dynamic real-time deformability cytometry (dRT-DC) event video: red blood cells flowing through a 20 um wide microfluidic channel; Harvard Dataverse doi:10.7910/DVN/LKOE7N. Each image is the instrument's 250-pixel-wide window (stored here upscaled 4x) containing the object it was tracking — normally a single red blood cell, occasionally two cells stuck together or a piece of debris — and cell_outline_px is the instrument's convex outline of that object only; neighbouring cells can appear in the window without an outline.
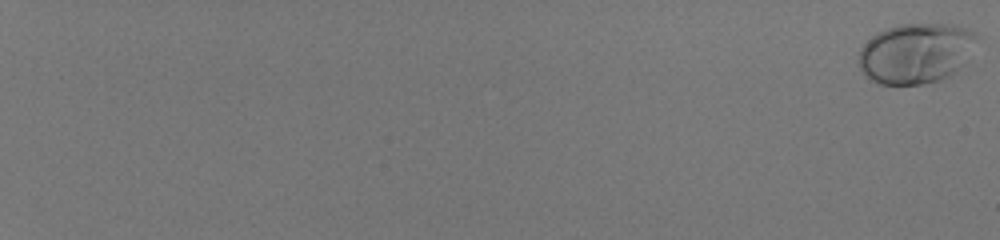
{"species": "human", "species_latin": "Homo sapiens", "temperature_condition": "room temperature", "stored_images_in_passage": 58, "camera_frame_rate_fps": 3000, "um_per_image_px": 0.085, "donor": {"sex": "male"}, "frame": {"image": 1, "passage_image": 1, "time_ms": 0.0, "image_size_px": [1000, 240], "cell_outline_px": [[980, 36], [968, 60], [964, 64], [948, 76], [940, 80], [920, 84], [880, 84], [864, 76], [856, 60], [860, 48], [872, 36], [888, 28], [900, 24], [952, 24], [976, 32]], "centroid_in_image_um": [77.86, 4.52], "position_along_channel_um": 7.1, "area_um2": 41.85}}
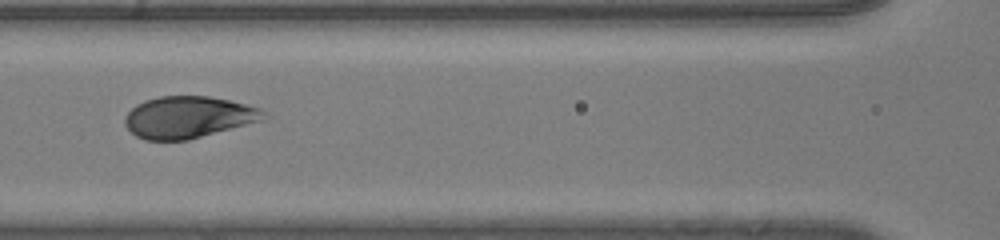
{"frame": {"image": 2, "passage_image": 34, "time_ms": 11.0, "image_size_px": [1000, 240], "cell_outline_px": [[264, 120], [188, 140], [144, 140], [136, 136], [124, 124], [124, 116], [136, 104], [144, 100], [160, 96], [208, 96], [228, 100], [260, 108], [264, 112]], "centroid_in_image_um": [15.97, 9.96], "position_along_channel_um": 150.6, "area_um2": 33.7}}
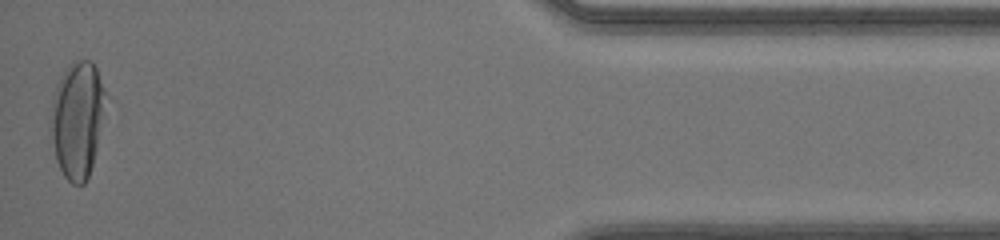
{"frame": {"image": 3, "passage_image": 58, "time_ms": 19.0, "image_size_px": [1000, 240], "cell_outline_px": [[104, 92], [96, 148], [92, 164], [88, 176], [84, 184], [72, 184], [64, 176], [56, 160], [48, 124], [52, 96], [56, 84], [60, 76], [68, 64], [76, 60], [92, 60], [96, 68]], "centroid_in_image_um": [6.48, 10.13], "position_along_channel_um": 428.7, "area_um2": 36.7}}